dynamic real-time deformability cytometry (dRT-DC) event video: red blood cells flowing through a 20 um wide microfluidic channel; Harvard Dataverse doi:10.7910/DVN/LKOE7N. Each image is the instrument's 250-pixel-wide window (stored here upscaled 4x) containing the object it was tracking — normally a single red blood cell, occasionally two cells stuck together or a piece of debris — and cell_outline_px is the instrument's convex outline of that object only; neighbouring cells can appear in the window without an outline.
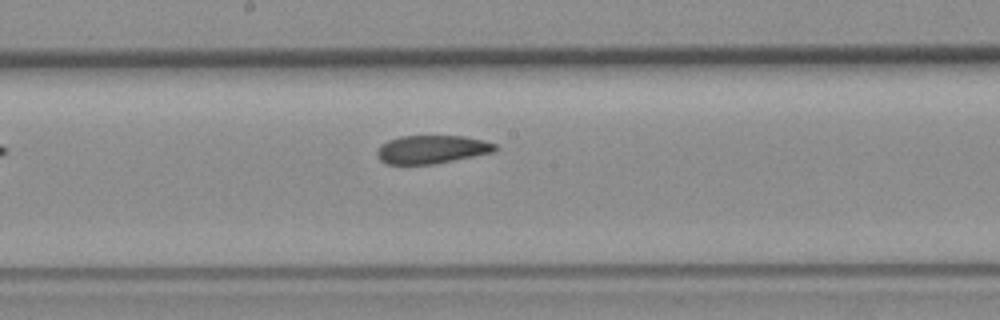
{"species": "common noctule bat (a hibernating species)", "species_latin": "Nyctalus noctula", "temperature_condition": "room temperature", "stored_images_in_passage": 10, "camera_frame_rate_fps": 3000, "um_per_image_px": 0.085, "animal": {"sex": "female", "body_mass_g": 19.3, "forearm_length_mm": 54.1}, "frame": {"image": 1, "passage_image": 10, "time_ms": 12.333, "image_size_px": [1000, 320], "cell_outline_px": [[496, 148], [492, 152], [432, 164], [388, 164], [380, 160], [376, 152], [380, 144], [388, 140], [400, 136], [464, 136], [484, 140], [496, 144]], "centroid_in_image_um": [36.65, 12.69], "position_along_channel_um": 211.5, "area_um2": 19.25}}